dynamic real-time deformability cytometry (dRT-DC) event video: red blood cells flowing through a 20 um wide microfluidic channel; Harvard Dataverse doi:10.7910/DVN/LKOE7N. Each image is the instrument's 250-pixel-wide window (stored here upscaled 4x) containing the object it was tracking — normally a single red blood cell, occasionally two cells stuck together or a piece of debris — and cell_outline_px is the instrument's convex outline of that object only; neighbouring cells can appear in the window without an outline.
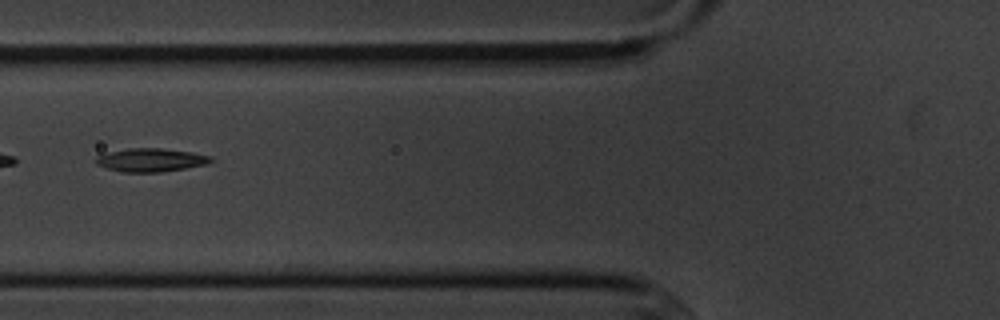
{"species": "common noctule bat (a hibernating species)", "species_latin": "Nyctalus noctula", "temperature_condition": "cold", "stored_images_in_passage": 4, "camera_frame_rate_fps": 3000, "um_per_image_px": 0.085, "animal": {"sex": "male", "body_mass_g": 20.1, "forearm_length_mm": 53.5}, "frame": {"image": 1, "passage_image": 2, "time_ms": 1.333, "image_size_px": [1000, 320], "cell_outline_px": [[212, 160], [208, 164], [160, 172], [120, 172], [96, 164], [92, 160], [96, 156], [128, 148], [160, 148], [192, 152], [212, 156]], "centroid_in_image_um": [12.8, 13.6], "position_along_channel_um": 113.0, "area_um2": 15.61}}
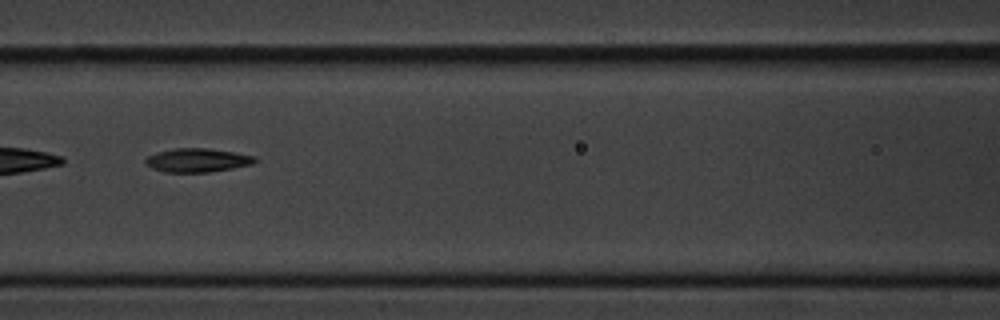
{"frame": {"image": 2, "passage_image": 3, "time_ms": 2.333, "image_size_px": [1000, 320], "cell_outline_px": [[260, 160], [252, 164], [232, 168], [208, 172], [164, 172], [152, 168], [144, 164], [144, 160], [148, 156], [172, 148], [208, 148], [256, 156]], "centroid_in_image_um": [16.79, 13.62], "position_along_channel_um": 149.8, "area_um2": 15.14}}
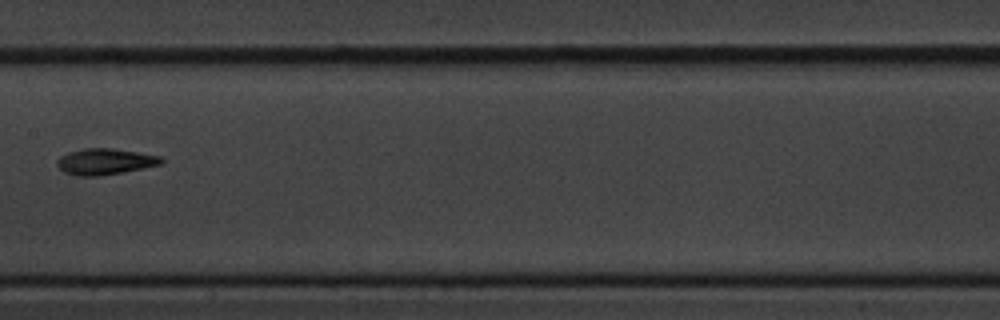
{"frame": {"image": 3, "passage_image": 4, "time_ms": 3.667, "image_size_px": [1000, 320], "cell_outline_px": [[164, 160], [160, 164], [120, 172], [96, 176], [80, 176], [64, 172], [56, 164], [56, 160], [60, 156], [68, 152], [84, 148], [112, 148], [160, 156]], "centroid_in_image_um": [8.87, 13.72], "position_along_channel_um": 198.5, "area_um2": 15.55}}